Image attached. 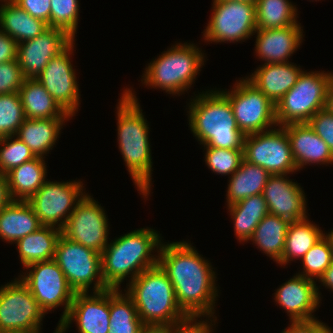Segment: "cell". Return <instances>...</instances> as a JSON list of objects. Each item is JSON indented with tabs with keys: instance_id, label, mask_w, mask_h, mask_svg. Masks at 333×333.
I'll return each mask as SVG.
<instances>
[{
	"instance_id": "obj_21",
	"label": "cell",
	"mask_w": 333,
	"mask_h": 333,
	"mask_svg": "<svg viewBox=\"0 0 333 333\" xmlns=\"http://www.w3.org/2000/svg\"><path fill=\"white\" fill-rule=\"evenodd\" d=\"M300 23L284 28L257 29L255 51L259 59L268 63H286L297 51L303 39Z\"/></svg>"
},
{
	"instance_id": "obj_46",
	"label": "cell",
	"mask_w": 333,
	"mask_h": 333,
	"mask_svg": "<svg viewBox=\"0 0 333 333\" xmlns=\"http://www.w3.org/2000/svg\"><path fill=\"white\" fill-rule=\"evenodd\" d=\"M198 321V322H197ZM208 322V323H207ZM212 320L211 323L205 319V321H199L198 319H190L188 322L175 326L170 333H212Z\"/></svg>"
},
{
	"instance_id": "obj_48",
	"label": "cell",
	"mask_w": 333,
	"mask_h": 333,
	"mask_svg": "<svg viewBox=\"0 0 333 333\" xmlns=\"http://www.w3.org/2000/svg\"><path fill=\"white\" fill-rule=\"evenodd\" d=\"M174 327L164 324H143L139 333H170Z\"/></svg>"
},
{
	"instance_id": "obj_50",
	"label": "cell",
	"mask_w": 333,
	"mask_h": 333,
	"mask_svg": "<svg viewBox=\"0 0 333 333\" xmlns=\"http://www.w3.org/2000/svg\"><path fill=\"white\" fill-rule=\"evenodd\" d=\"M325 108L333 113V72L328 85Z\"/></svg>"
},
{
	"instance_id": "obj_8",
	"label": "cell",
	"mask_w": 333,
	"mask_h": 333,
	"mask_svg": "<svg viewBox=\"0 0 333 333\" xmlns=\"http://www.w3.org/2000/svg\"><path fill=\"white\" fill-rule=\"evenodd\" d=\"M54 260L75 293H89L88 289L93 282V292L109 289L102 278L100 253L61 234L56 245Z\"/></svg>"
},
{
	"instance_id": "obj_40",
	"label": "cell",
	"mask_w": 333,
	"mask_h": 333,
	"mask_svg": "<svg viewBox=\"0 0 333 333\" xmlns=\"http://www.w3.org/2000/svg\"><path fill=\"white\" fill-rule=\"evenodd\" d=\"M206 149L205 163L208 169L221 175H232L244 159V149H223L203 146Z\"/></svg>"
},
{
	"instance_id": "obj_38",
	"label": "cell",
	"mask_w": 333,
	"mask_h": 333,
	"mask_svg": "<svg viewBox=\"0 0 333 333\" xmlns=\"http://www.w3.org/2000/svg\"><path fill=\"white\" fill-rule=\"evenodd\" d=\"M0 146V172L4 174L36 157L30 148L15 135L1 137Z\"/></svg>"
},
{
	"instance_id": "obj_26",
	"label": "cell",
	"mask_w": 333,
	"mask_h": 333,
	"mask_svg": "<svg viewBox=\"0 0 333 333\" xmlns=\"http://www.w3.org/2000/svg\"><path fill=\"white\" fill-rule=\"evenodd\" d=\"M46 163L43 157L22 163L6 173L11 200L28 201L47 181Z\"/></svg>"
},
{
	"instance_id": "obj_10",
	"label": "cell",
	"mask_w": 333,
	"mask_h": 333,
	"mask_svg": "<svg viewBox=\"0 0 333 333\" xmlns=\"http://www.w3.org/2000/svg\"><path fill=\"white\" fill-rule=\"evenodd\" d=\"M212 17L204 30L206 42H240L257 30L256 4L246 1L213 0Z\"/></svg>"
},
{
	"instance_id": "obj_43",
	"label": "cell",
	"mask_w": 333,
	"mask_h": 333,
	"mask_svg": "<svg viewBox=\"0 0 333 333\" xmlns=\"http://www.w3.org/2000/svg\"><path fill=\"white\" fill-rule=\"evenodd\" d=\"M32 17L46 22L50 21L51 0H13Z\"/></svg>"
},
{
	"instance_id": "obj_1",
	"label": "cell",
	"mask_w": 333,
	"mask_h": 333,
	"mask_svg": "<svg viewBox=\"0 0 333 333\" xmlns=\"http://www.w3.org/2000/svg\"><path fill=\"white\" fill-rule=\"evenodd\" d=\"M158 264L171 281L178 306L190 319L212 317L218 296L212 265L187 241L162 243Z\"/></svg>"
},
{
	"instance_id": "obj_7",
	"label": "cell",
	"mask_w": 333,
	"mask_h": 333,
	"mask_svg": "<svg viewBox=\"0 0 333 333\" xmlns=\"http://www.w3.org/2000/svg\"><path fill=\"white\" fill-rule=\"evenodd\" d=\"M332 72L302 71L296 84L275 105L277 125L307 123L325 108Z\"/></svg>"
},
{
	"instance_id": "obj_34",
	"label": "cell",
	"mask_w": 333,
	"mask_h": 333,
	"mask_svg": "<svg viewBox=\"0 0 333 333\" xmlns=\"http://www.w3.org/2000/svg\"><path fill=\"white\" fill-rule=\"evenodd\" d=\"M120 289H110V330L108 333H139L143 323L132 298Z\"/></svg>"
},
{
	"instance_id": "obj_53",
	"label": "cell",
	"mask_w": 333,
	"mask_h": 333,
	"mask_svg": "<svg viewBox=\"0 0 333 333\" xmlns=\"http://www.w3.org/2000/svg\"><path fill=\"white\" fill-rule=\"evenodd\" d=\"M36 333H41V332H36ZM54 333H62L61 332V328H60V325H59V323H58V326H57V328H56V330H55V332Z\"/></svg>"
},
{
	"instance_id": "obj_25",
	"label": "cell",
	"mask_w": 333,
	"mask_h": 333,
	"mask_svg": "<svg viewBox=\"0 0 333 333\" xmlns=\"http://www.w3.org/2000/svg\"><path fill=\"white\" fill-rule=\"evenodd\" d=\"M21 104L28 119H70L67 114L36 79H24L19 89Z\"/></svg>"
},
{
	"instance_id": "obj_35",
	"label": "cell",
	"mask_w": 333,
	"mask_h": 333,
	"mask_svg": "<svg viewBox=\"0 0 333 333\" xmlns=\"http://www.w3.org/2000/svg\"><path fill=\"white\" fill-rule=\"evenodd\" d=\"M257 29L284 28L298 24L297 9L288 0H257Z\"/></svg>"
},
{
	"instance_id": "obj_42",
	"label": "cell",
	"mask_w": 333,
	"mask_h": 333,
	"mask_svg": "<svg viewBox=\"0 0 333 333\" xmlns=\"http://www.w3.org/2000/svg\"><path fill=\"white\" fill-rule=\"evenodd\" d=\"M307 123L328 145L333 155V113L323 108L311 117Z\"/></svg>"
},
{
	"instance_id": "obj_16",
	"label": "cell",
	"mask_w": 333,
	"mask_h": 333,
	"mask_svg": "<svg viewBox=\"0 0 333 333\" xmlns=\"http://www.w3.org/2000/svg\"><path fill=\"white\" fill-rule=\"evenodd\" d=\"M75 40L60 54L51 58L37 76V80L71 117L78 110L80 97L75 69L71 64Z\"/></svg>"
},
{
	"instance_id": "obj_27",
	"label": "cell",
	"mask_w": 333,
	"mask_h": 333,
	"mask_svg": "<svg viewBox=\"0 0 333 333\" xmlns=\"http://www.w3.org/2000/svg\"><path fill=\"white\" fill-rule=\"evenodd\" d=\"M0 6V30L17 43L32 40L44 32L48 25L32 17L13 0H4Z\"/></svg>"
},
{
	"instance_id": "obj_13",
	"label": "cell",
	"mask_w": 333,
	"mask_h": 333,
	"mask_svg": "<svg viewBox=\"0 0 333 333\" xmlns=\"http://www.w3.org/2000/svg\"><path fill=\"white\" fill-rule=\"evenodd\" d=\"M243 157L250 164L261 166L271 175H288L298 171L287 132L282 126L246 135Z\"/></svg>"
},
{
	"instance_id": "obj_41",
	"label": "cell",
	"mask_w": 333,
	"mask_h": 333,
	"mask_svg": "<svg viewBox=\"0 0 333 333\" xmlns=\"http://www.w3.org/2000/svg\"><path fill=\"white\" fill-rule=\"evenodd\" d=\"M24 77L17 60L0 64V95L18 93Z\"/></svg>"
},
{
	"instance_id": "obj_6",
	"label": "cell",
	"mask_w": 333,
	"mask_h": 333,
	"mask_svg": "<svg viewBox=\"0 0 333 333\" xmlns=\"http://www.w3.org/2000/svg\"><path fill=\"white\" fill-rule=\"evenodd\" d=\"M191 43H177L145 68L142 83L160 88L168 94L183 93L196 80L205 58L202 50ZM144 81V82H143Z\"/></svg>"
},
{
	"instance_id": "obj_17",
	"label": "cell",
	"mask_w": 333,
	"mask_h": 333,
	"mask_svg": "<svg viewBox=\"0 0 333 333\" xmlns=\"http://www.w3.org/2000/svg\"><path fill=\"white\" fill-rule=\"evenodd\" d=\"M73 41L67 32L48 27L36 38L18 43L16 60L23 77L37 78L51 58L63 52Z\"/></svg>"
},
{
	"instance_id": "obj_51",
	"label": "cell",
	"mask_w": 333,
	"mask_h": 333,
	"mask_svg": "<svg viewBox=\"0 0 333 333\" xmlns=\"http://www.w3.org/2000/svg\"><path fill=\"white\" fill-rule=\"evenodd\" d=\"M324 235L327 237L330 246H331V251H332V255H333V230H331L328 234L324 233Z\"/></svg>"
},
{
	"instance_id": "obj_52",
	"label": "cell",
	"mask_w": 333,
	"mask_h": 333,
	"mask_svg": "<svg viewBox=\"0 0 333 333\" xmlns=\"http://www.w3.org/2000/svg\"><path fill=\"white\" fill-rule=\"evenodd\" d=\"M227 1H246L250 3H256L257 0H227Z\"/></svg>"
},
{
	"instance_id": "obj_9",
	"label": "cell",
	"mask_w": 333,
	"mask_h": 333,
	"mask_svg": "<svg viewBox=\"0 0 333 333\" xmlns=\"http://www.w3.org/2000/svg\"><path fill=\"white\" fill-rule=\"evenodd\" d=\"M19 279L28 287L40 308L45 312L64 306L59 323L67 316L75 291L70 287L65 274L52 259L30 264Z\"/></svg>"
},
{
	"instance_id": "obj_22",
	"label": "cell",
	"mask_w": 333,
	"mask_h": 333,
	"mask_svg": "<svg viewBox=\"0 0 333 333\" xmlns=\"http://www.w3.org/2000/svg\"><path fill=\"white\" fill-rule=\"evenodd\" d=\"M282 127L287 132L293 159L298 170L311 163H333V155L328 145L308 123H291Z\"/></svg>"
},
{
	"instance_id": "obj_23",
	"label": "cell",
	"mask_w": 333,
	"mask_h": 333,
	"mask_svg": "<svg viewBox=\"0 0 333 333\" xmlns=\"http://www.w3.org/2000/svg\"><path fill=\"white\" fill-rule=\"evenodd\" d=\"M302 71L297 65L291 62L268 63L260 65L246 79L276 105L296 84Z\"/></svg>"
},
{
	"instance_id": "obj_2",
	"label": "cell",
	"mask_w": 333,
	"mask_h": 333,
	"mask_svg": "<svg viewBox=\"0 0 333 333\" xmlns=\"http://www.w3.org/2000/svg\"><path fill=\"white\" fill-rule=\"evenodd\" d=\"M117 105L118 145L138 191L147 199L151 190L152 157L148 123L134 91L126 88Z\"/></svg>"
},
{
	"instance_id": "obj_32",
	"label": "cell",
	"mask_w": 333,
	"mask_h": 333,
	"mask_svg": "<svg viewBox=\"0 0 333 333\" xmlns=\"http://www.w3.org/2000/svg\"><path fill=\"white\" fill-rule=\"evenodd\" d=\"M227 207L239 242L249 241L257 225L269 213L263 194L249 196Z\"/></svg>"
},
{
	"instance_id": "obj_47",
	"label": "cell",
	"mask_w": 333,
	"mask_h": 333,
	"mask_svg": "<svg viewBox=\"0 0 333 333\" xmlns=\"http://www.w3.org/2000/svg\"><path fill=\"white\" fill-rule=\"evenodd\" d=\"M11 201L6 174L0 172V211Z\"/></svg>"
},
{
	"instance_id": "obj_12",
	"label": "cell",
	"mask_w": 333,
	"mask_h": 333,
	"mask_svg": "<svg viewBox=\"0 0 333 333\" xmlns=\"http://www.w3.org/2000/svg\"><path fill=\"white\" fill-rule=\"evenodd\" d=\"M221 92L229 99L238 129L245 135L278 126L274 103L247 79L237 81L231 91Z\"/></svg>"
},
{
	"instance_id": "obj_15",
	"label": "cell",
	"mask_w": 333,
	"mask_h": 333,
	"mask_svg": "<svg viewBox=\"0 0 333 333\" xmlns=\"http://www.w3.org/2000/svg\"><path fill=\"white\" fill-rule=\"evenodd\" d=\"M98 203L86 193L69 216L62 234L101 254L108 245L109 225L104 208Z\"/></svg>"
},
{
	"instance_id": "obj_45",
	"label": "cell",
	"mask_w": 333,
	"mask_h": 333,
	"mask_svg": "<svg viewBox=\"0 0 333 333\" xmlns=\"http://www.w3.org/2000/svg\"><path fill=\"white\" fill-rule=\"evenodd\" d=\"M18 43L0 30V64L17 59Z\"/></svg>"
},
{
	"instance_id": "obj_37",
	"label": "cell",
	"mask_w": 333,
	"mask_h": 333,
	"mask_svg": "<svg viewBox=\"0 0 333 333\" xmlns=\"http://www.w3.org/2000/svg\"><path fill=\"white\" fill-rule=\"evenodd\" d=\"M300 260L304 270L298 275L317 281L333 262L331 246L327 237L324 235Z\"/></svg>"
},
{
	"instance_id": "obj_19",
	"label": "cell",
	"mask_w": 333,
	"mask_h": 333,
	"mask_svg": "<svg viewBox=\"0 0 333 333\" xmlns=\"http://www.w3.org/2000/svg\"><path fill=\"white\" fill-rule=\"evenodd\" d=\"M286 174L271 175L263 190L269 214L290 222L307 219L306 198L301 186Z\"/></svg>"
},
{
	"instance_id": "obj_4",
	"label": "cell",
	"mask_w": 333,
	"mask_h": 333,
	"mask_svg": "<svg viewBox=\"0 0 333 333\" xmlns=\"http://www.w3.org/2000/svg\"><path fill=\"white\" fill-rule=\"evenodd\" d=\"M189 105L190 130L200 144L244 149L245 134L238 129L229 99L219 90L198 93Z\"/></svg>"
},
{
	"instance_id": "obj_28",
	"label": "cell",
	"mask_w": 333,
	"mask_h": 333,
	"mask_svg": "<svg viewBox=\"0 0 333 333\" xmlns=\"http://www.w3.org/2000/svg\"><path fill=\"white\" fill-rule=\"evenodd\" d=\"M65 120L28 119L23 121L15 136L24 142L35 156L44 157L54 147Z\"/></svg>"
},
{
	"instance_id": "obj_44",
	"label": "cell",
	"mask_w": 333,
	"mask_h": 333,
	"mask_svg": "<svg viewBox=\"0 0 333 333\" xmlns=\"http://www.w3.org/2000/svg\"><path fill=\"white\" fill-rule=\"evenodd\" d=\"M291 324L281 333H333L329 326L316 319L307 321H290Z\"/></svg>"
},
{
	"instance_id": "obj_49",
	"label": "cell",
	"mask_w": 333,
	"mask_h": 333,
	"mask_svg": "<svg viewBox=\"0 0 333 333\" xmlns=\"http://www.w3.org/2000/svg\"><path fill=\"white\" fill-rule=\"evenodd\" d=\"M318 280L325 288H330L333 291V262Z\"/></svg>"
},
{
	"instance_id": "obj_31",
	"label": "cell",
	"mask_w": 333,
	"mask_h": 333,
	"mask_svg": "<svg viewBox=\"0 0 333 333\" xmlns=\"http://www.w3.org/2000/svg\"><path fill=\"white\" fill-rule=\"evenodd\" d=\"M290 223L287 219L268 213L257 225L250 240L260 248V251L281 265Z\"/></svg>"
},
{
	"instance_id": "obj_39",
	"label": "cell",
	"mask_w": 333,
	"mask_h": 333,
	"mask_svg": "<svg viewBox=\"0 0 333 333\" xmlns=\"http://www.w3.org/2000/svg\"><path fill=\"white\" fill-rule=\"evenodd\" d=\"M78 0H51L48 27L59 28L75 39L79 15Z\"/></svg>"
},
{
	"instance_id": "obj_14",
	"label": "cell",
	"mask_w": 333,
	"mask_h": 333,
	"mask_svg": "<svg viewBox=\"0 0 333 333\" xmlns=\"http://www.w3.org/2000/svg\"><path fill=\"white\" fill-rule=\"evenodd\" d=\"M81 181H46L28 200L41 226L63 230L77 203L86 194ZM57 225V226H56Z\"/></svg>"
},
{
	"instance_id": "obj_11",
	"label": "cell",
	"mask_w": 333,
	"mask_h": 333,
	"mask_svg": "<svg viewBox=\"0 0 333 333\" xmlns=\"http://www.w3.org/2000/svg\"><path fill=\"white\" fill-rule=\"evenodd\" d=\"M45 314L19 278L0 287V333H36Z\"/></svg>"
},
{
	"instance_id": "obj_18",
	"label": "cell",
	"mask_w": 333,
	"mask_h": 333,
	"mask_svg": "<svg viewBox=\"0 0 333 333\" xmlns=\"http://www.w3.org/2000/svg\"><path fill=\"white\" fill-rule=\"evenodd\" d=\"M74 320L79 333H108L110 330V289L75 293L67 316L59 323L65 333Z\"/></svg>"
},
{
	"instance_id": "obj_24",
	"label": "cell",
	"mask_w": 333,
	"mask_h": 333,
	"mask_svg": "<svg viewBox=\"0 0 333 333\" xmlns=\"http://www.w3.org/2000/svg\"><path fill=\"white\" fill-rule=\"evenodd\" d=\"M41 227L28 201L11 200L0 211V237L11 244Z\"/></svg>"
},
{
	"instance_id": "obj_33",
	"label": "cell",
	"mask_w": 333,
	"mask_h": 333,
	"mask_svg": "<svg viewBox=\"0 0 333 333\" xmlns=\"http://www.w3.org/2000/svg\"><path fill=\"white\" fill-rule=\"evenodd\" d=\"M324 233L319 226L307 219L291 222L286 233L285 247L282 253L281 266L293 259L298 260L313 247Z\"/></svg>"
},
{
	"instance_id": "obj_29",
	"label": "cell",
	"mask_w": 333,
	"mask_h": 333,
	"mask_svg": "<svg viewBox=\"0 0 333 333\" xmlns=\"http://www.w3.org/2000/svg\"><path fill=\"white\" fill-rule=\"evenodd\" d=\"M61 234L62 231L57 228L41 226L35 232L18 240L15 244L23 266L54 259Z\"/></svg>"
},
{
	"instance_id": "obj_3",
	"label": "cell",
	"mask_w": 333,
	"mask_h": 333,
	"mask_svg": "<svg viewBox=\"0 0 333 333\" xmlns=\"http://www.w3.org/2000/svg\"><path fill=\"white\" fill-rule=\"evenodd\" d=\"M161 240L156 230L141 228L108 243L101 253L104 284L109 289H120L126 277H131V282L146 269L156 266L159 256L151 253L160 250Z\"/></svg>"
},
{
	"instance_id": "obj_20",
	"label": "cell",
	"mask_w": 333,
	"mask_h": 333,
	"mask_svg": "<svg viewBox=\"0 0 333 333\" xmlns=\"http://www.w3.org/2000/svg\"><path fill=\"white\" fill-rule=\"evenodd\" d=\"M316 285L315 280L296 274L276 290L275 302L286 310L291 321L316 319L312 313L321 299Z\"/></svg>"
},
{
	"instance_id": "obj_5",
	"label": "cell",
	"mask_w": 333,
	"mask_h": 333,
	"mask_svg": "<svg viewBox=\"0 0 333 333\" xmlns=\"http://www.w3.org/2000/svg\"><path fill=\"white\" fill-rule=\"evenodd\" d=\"M127 286L125 292L143 324L179 326L190 320L178 306L173 285L159 264L143 271Z\"/></svg>"
},
{
	"instance_id": "obj_30",
	"label": "cell",
	"mask_w": 333,
	"mask_h": 333,
	"mask_svg": "<svg viewBox=\"0 0 333 333\" xmlns=\"http://www.w3.org/2000/svg\"><path fill=\"white\" fill-rule=\"evenodd\" d=\"M271 174L258 165L242 160L239 168L230 176L227 190V206L263 193Z\"/></svg>"
},
{
	"instance_id": "obj_36",
	"label": "cell",
	"mask_w": 333,
	"mask_h": 333,
	"mask_svg": "<svg viewBox=\"0 0 333 333\" xmlns=\"http://www.w3.org/2000/svg\"><path fill=\"white\" fill-rule=\"evenodd\" d=\"M25 119L19 93L0 95V138L16 135Z\"/></svg>"
}]
</instances>
